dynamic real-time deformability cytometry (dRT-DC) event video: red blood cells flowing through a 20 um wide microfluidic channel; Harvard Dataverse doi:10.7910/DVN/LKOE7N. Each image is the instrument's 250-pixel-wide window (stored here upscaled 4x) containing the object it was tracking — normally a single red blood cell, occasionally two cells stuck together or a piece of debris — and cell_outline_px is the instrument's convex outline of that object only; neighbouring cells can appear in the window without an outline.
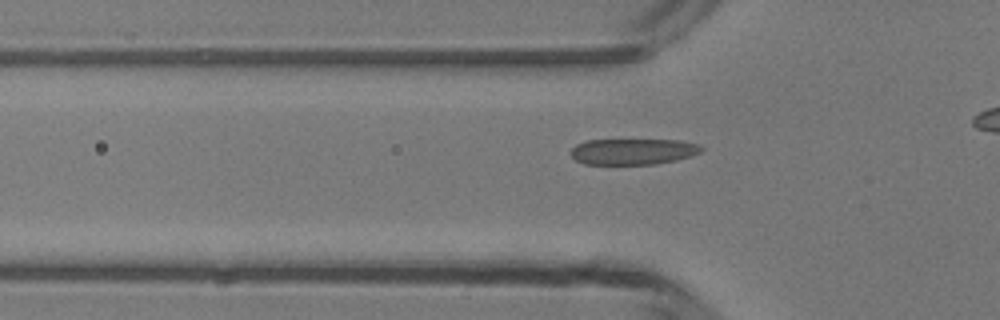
{"species": "common noctule bat (a hibernating species)", "species_latin": "Nyctalus noctula", "temperature_condition": "room temperature", "stored_images_in_passage": 35, "camera_frame_rate_fps": 3000, "um_per_image_px": 0.085, "animal": {"sex": "male", "body_mass_g": 13.3}, "frame": {"image": 1, "passage_image": 11, "time_ms": 3.333, "image_size_px": [1000, 320], "cell_outline_px": [[704, 148], [700, 152], [676, 160], [656, 164], [584, 164], [576, 160], [572, 156], [572, 148], [576, 144], [588, 140], [676, 140], [696, 144]], "centroid_in_image_um": [53.78, 12.88], "position_along_channel_um": 72.0, "area_um2": 19.54}}
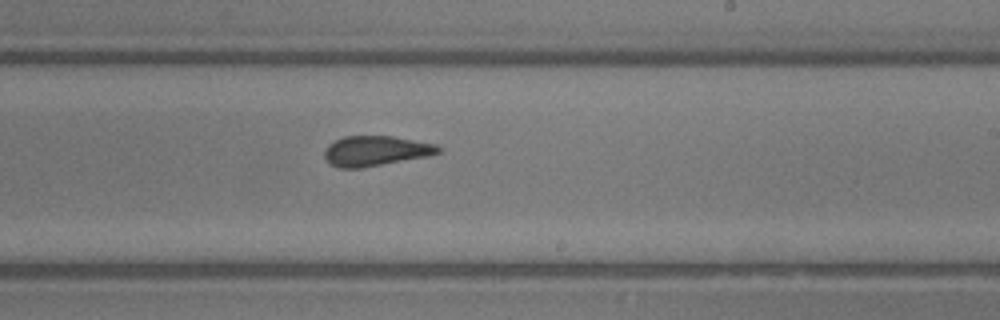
{"frame": {"image": 2, "passage_image": 24, "time_ms": 7.667, "image_size_px": [1000, 320], "cell_outline_px": [[440, 152], [428, 156], [360, 168], [340, 168], [332, 164], [324, 156], [324, 152], [328, 144], [344, 136], [392, 136], [436, 144], [440, 148]], "centroid_in_image_um": [31.93, 12.82], "position_along_channel_um": 257.1, "area_um2": 19.71}}
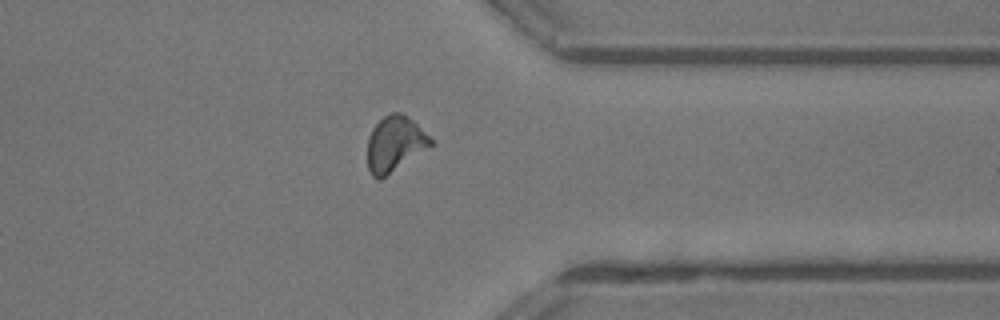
{"frame": {"image": 3, "passage_image": 33, "time_ms": 10.667, "image_size_px": [1000, 320], "cell_outline_px": [[432, 144], [380, 180], [376, 180], [372, 176], [368, 168], [368, 136], [372, 128], [384, 116], [392, 112], [400, 112], [408, 116], [432, 140]], "centroid_in_image_um": [33.51, 12.22], "position_along_channel_um": 377.9, "area_um2": 19.94}}